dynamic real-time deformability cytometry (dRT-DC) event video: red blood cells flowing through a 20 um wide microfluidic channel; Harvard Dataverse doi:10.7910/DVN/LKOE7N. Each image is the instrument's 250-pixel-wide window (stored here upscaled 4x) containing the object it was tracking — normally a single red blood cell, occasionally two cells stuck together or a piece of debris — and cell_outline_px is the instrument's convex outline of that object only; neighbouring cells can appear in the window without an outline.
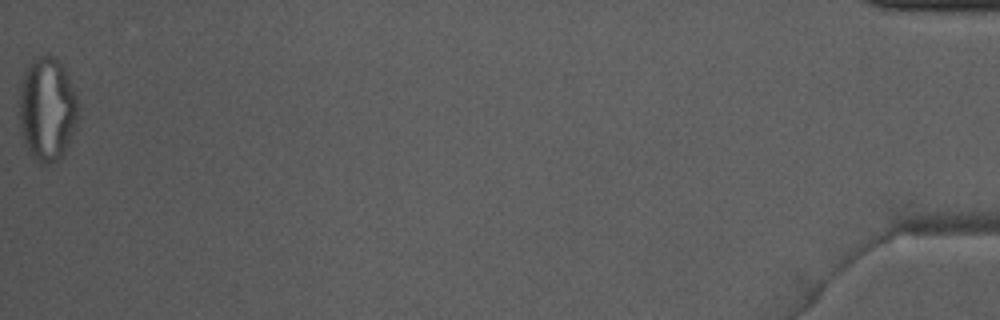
{"species": "Egyptian fruit bat (a non-hibernating species)", "species_latin": "Rousettus aegyptiacus", "temperature_condition": "warm", "stored_images_in_passage": 38, "camera_frame_rate_fps": 3000, "um_per_image_px": 0.085, "animal": {"sex": "male"}, "frame": {"image": 1, "passage_image": 38, "time_ms": 12.333, "image_size_px": [1000, 320], "cell_outline_px": [[76, 120], [72, 132], [64, 152], [56, 160], [48, 164], [40, 164], [28, 152], [24, 144], [20, 128], [20, 84], [24, 72], [44, 52], [48, 52], [56, 56], [64, 68], [76, 92]], "centroid_in_image_um": [3.98, 9.25], "position_along_channel_um": 431.2, "area_um2": 35.26}}